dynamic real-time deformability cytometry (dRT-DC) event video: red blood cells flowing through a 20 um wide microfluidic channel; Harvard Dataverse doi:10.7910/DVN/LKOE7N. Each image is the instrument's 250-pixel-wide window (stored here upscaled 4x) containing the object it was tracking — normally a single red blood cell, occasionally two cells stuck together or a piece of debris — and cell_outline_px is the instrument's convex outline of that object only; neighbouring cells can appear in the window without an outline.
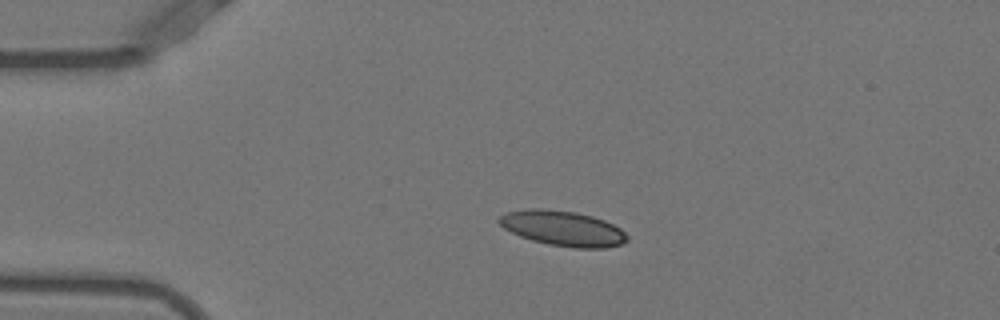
{"species": "Egyptian fruit bat (a non-hibernating species)", "species_latin": "Rousettus aegyptiacus", "temperature_condition": "warm", "stored_images_in_passage": 42, "camera_frame_rate_fps": 3000, "um_per_image_px": 0.085, "animal": {"sex": "female"}, "frame": {"image": 1, "passage_image": 1, "time_ms": 0.0, "image_size_px": [1000, 320], "cell_outline_px": [[628, 240], [620, 244], [604, 248], [572, 248], [548, 244], [532, 240], [520, 236], [504, 228], [496, 220], [500, 216], [508, 212], [528, 208], [544, 208], [576, 212], [592, 216], [604, 220], [620, 228], [628, 236]], "centroid_in_image_um": [47.83, 19.4], "position_along_channel_um": 37.2, "area_um2": 26.24}}
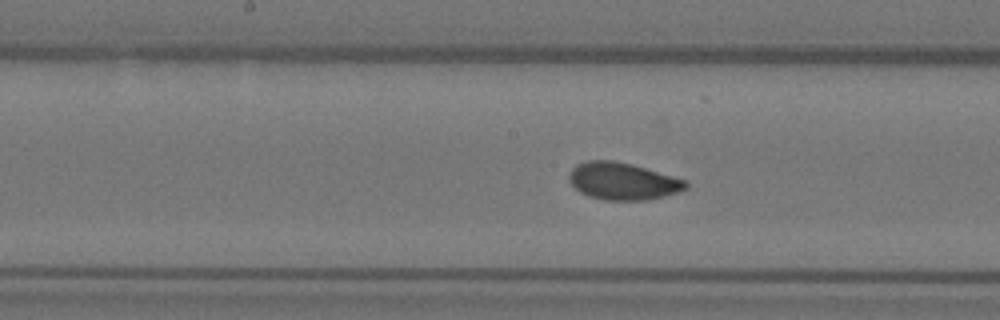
{"frame": {"image": 2, "passage_image": 16, "time_ms": 5.0, "image_size_px": [1000, 320], "cell_outline_px": [[688, 188], [680, 192], [648, 200], [604, 200], [588, 196], [580, 192], [568, 180], [568, 176], [572, 168], [576, 164], [588, 160], [612, 160], [632, 164], [672, 176], [684, 180], [688, 184]], "centroid_in_image_um": [52.92, 15.4], "position_along_channel_um": 195.3, "area_um2": 25.32}}
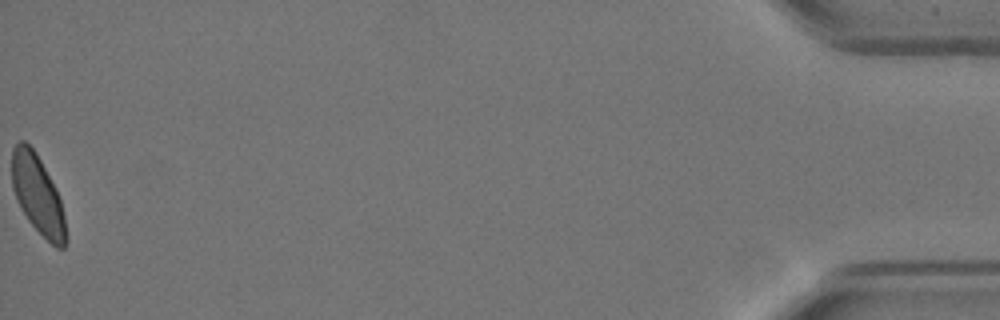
{"frame": {"image": 3, "passage_image": 42, "time_ms": 13.667, "image_size_px": [1000, 320], "cell_outline_px": [[68, 240], [64, 248], [56, 248], [28, 220], [20, 208], [16, 200], [12, 188], [12, 148], [20, 140], [24, 140], [36, 152], [56, 188], [60, 200], [64, 216]], "centroid_in_image_um": [3.2, 16.55], "position_along_channel_um": 432.0, "area_um2": 24.8}, "authors_computed_cell_mechanics": {"area_um2": 25.1141, "velocity_mm_per_s": 3.8768, "shape_relaxation_time_tau1_ms": 2.9075, "shape_relaxation_time_tau2_ms": 1.0637, "deformation_change_tau1": 0.1105, "deformation_change_tau2": 0.055}}